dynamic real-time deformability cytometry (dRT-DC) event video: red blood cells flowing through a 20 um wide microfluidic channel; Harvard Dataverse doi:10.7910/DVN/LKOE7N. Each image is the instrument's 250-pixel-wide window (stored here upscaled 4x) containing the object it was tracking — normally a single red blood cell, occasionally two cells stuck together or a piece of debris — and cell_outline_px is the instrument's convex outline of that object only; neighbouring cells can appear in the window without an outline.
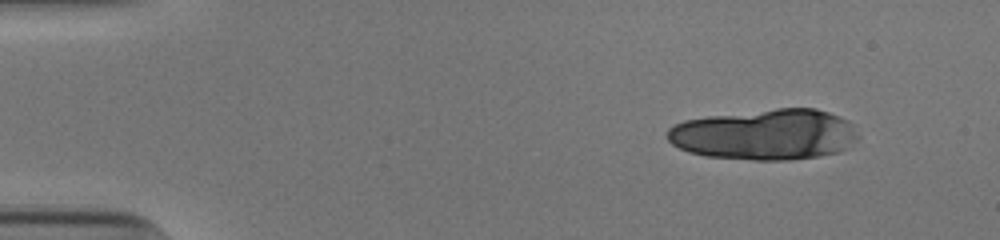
{"species": "human", "species_latin": "Homo sapiens", "temperature_condition": "cold", "stored_images_in_passage": 14, "camera_frame_rate_fps": 3000, "um_per_image_px": 0.085, "donor": {"sex": "male"}, "frame": {"image": 1, "passage_image": 1, "time_ms": 0.0, "image_size_px": [1000, 240], "cell_outline_px": [[860, 136], [848, 148], [836, 152], [820, 156], [788, 160], [752, 160], [704, 156], [688, 152], [672, 144], [668, 140], [668, 128], [684, 120], [708, 116], [776, 108], [816, 108], [828, 112], [848, 120], [852, 124]], "centroid_in_image_um": [65.04, 11.44], "position_along_channel_um": 20.0, "area_um2": 56.7}}